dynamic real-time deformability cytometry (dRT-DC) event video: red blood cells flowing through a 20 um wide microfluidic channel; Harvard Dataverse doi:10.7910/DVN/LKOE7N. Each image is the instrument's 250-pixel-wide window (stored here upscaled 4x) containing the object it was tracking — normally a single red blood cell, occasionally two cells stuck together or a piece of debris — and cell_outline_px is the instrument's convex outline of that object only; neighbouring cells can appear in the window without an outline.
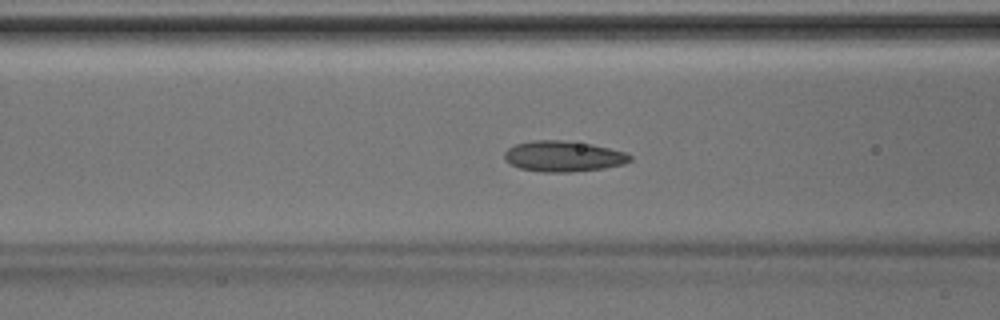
{"species": "Egyptian fruit bat (a non-hibernating species)", "species_latin": "Rousettus aegyptiacus", "temperature_condition": "room temperature", "stored_images_in_passage": 45, "camera_frame_rate_fps": 3000, "um_per_image_px": 0.085, "animal": {"sex": "male"}, "frame": {"image": 1, "passage_image": 17, "time_ms": 5.333, "image_size_px": [1000, 320], "cell_outline_px": [[632, 160], [624, 164], [604, 168], [568, 172], [544, 172], [520, 168], [508, 164], [504, 160], [504, 152], [508, 148], [516, 144], [532, 140], [560, 140], [592, 144], [624, 152], [632, 156]], "centroid_in_image_um": [47.85, 13.28], "position_along_channel_um": 118.7, "area_um2": 22.48}}
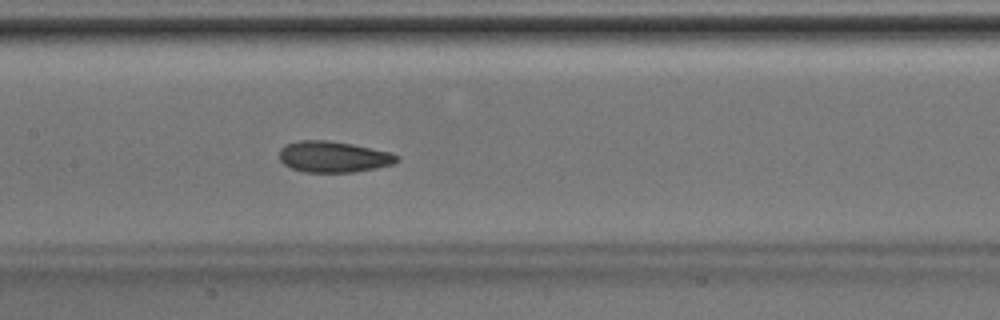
{"frame": {"image": 2, "passage_image": 21, "time_ms": 6.667, "image_size_px": [1000, 320], "cell_outline_px": [[400, 160], [392, 164], [376, 168], [352, 172], [304, 172], [292, 168], [284, 164], [280, 160], [280, 148], [284, 144], [300, 140], [328, 140], [352, 144], [372, 148], [388, 152], [400, 156]], "centroid_in_image_um": [28.33, 13.32], "position_along_channel_um": 179.1, "area_um2": 21.33}}
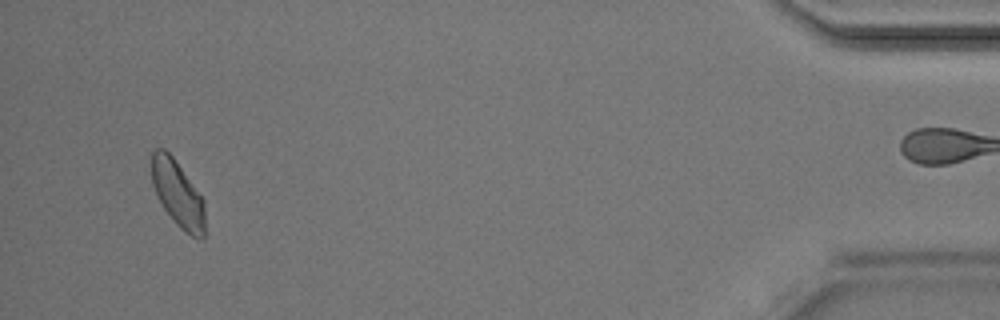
{"frame": {"image": 3, "passage_image": 42, "time_ms": 13.667, "image_size_px": [1000, 320], "cell_outline_px": [[204, 236], [200, 240], [184, 232], [176, 224], [164, 208], [152, 184], [152, 152], [156, 148], [164, 148], [172, 156], [204, 200]], "centroid_in_image_um": [15.11, 16.49], "position_along_channel_um": 420.1, "area_um2": 20.23}}